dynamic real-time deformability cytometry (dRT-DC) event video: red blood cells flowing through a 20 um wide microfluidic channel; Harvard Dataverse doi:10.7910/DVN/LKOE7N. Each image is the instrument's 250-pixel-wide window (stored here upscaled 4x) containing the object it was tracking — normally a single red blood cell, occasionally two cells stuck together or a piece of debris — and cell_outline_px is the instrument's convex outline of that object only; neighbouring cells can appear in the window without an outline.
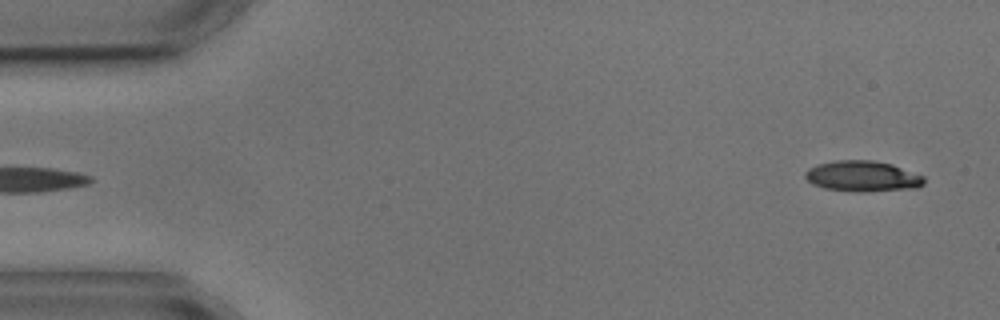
{"species": "common noctule bat (a hibernating species)", "species_latin": "Nyctalus noctula", "temperature_condition": "cold", "stored_images_in_passage": 4, "segment_of_instrument_passage": [2, 2], "camera_frame_rate_fps": 3000, "um_per_image_px": 0.085, "animal": {"sex": "male", "body_mass_g": 17.9, "forearm_length_mm": 54.2}, "frame": {"image": 1, "passage_image": 4, "time_ms": 5.0, "image_size_px": [1000, 320], "cell_outline_px": [[924, 184], [916, 188], [864, 192], [860, 192], [824, 188], [812, 184], [804, 176], [804, 172], [808, 168], [820, 164], [836, 160], [872, 160], [892, 164], [924, 176]], "centroid_in_image_um": [73.32, 14.98], "position_along_channel_um": 11.7, "area_um2": 21.27}}